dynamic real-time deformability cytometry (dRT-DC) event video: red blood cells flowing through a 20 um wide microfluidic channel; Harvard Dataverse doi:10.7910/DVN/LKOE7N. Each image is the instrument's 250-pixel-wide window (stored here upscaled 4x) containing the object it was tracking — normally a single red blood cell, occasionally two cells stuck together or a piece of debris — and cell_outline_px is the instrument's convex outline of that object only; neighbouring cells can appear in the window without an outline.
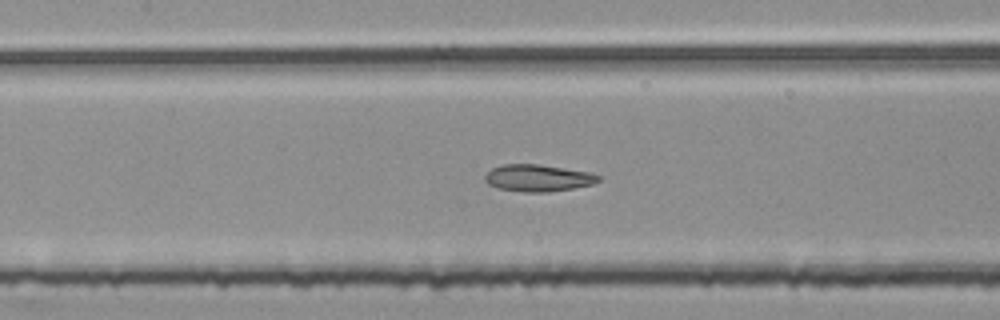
{"species": "common noctule bat (a hibernating species)", "species_latin": "Nyctalus noctula", "temperature_condition": "room temperature", "stored_images_in_passage": 55, "segment_of_instrument_passage": [2, 2], "camera_frame_rate_fps": 3000, "um_per_image_px": 0.085, "animal": {"sex": "female", "body_mass_g": 25.1}, "frame": {"image": 1, "passage_image": 25, "time_ms": 8.0, "image_size_px": [1000, 320], "cell_outline_px": [[600, 180], [592, 184], [572, 188], [548, 192], [528, 192], [496, 188], [488, 184], [484, 180], [484, 176], [492, 168], [504, 164], [536, 164], [588, 172], [600, 176]], "centroid_in_image_um": [45.68, 15.13], "position_along_channel_um": 161.7, "area_um2": 17.57}}
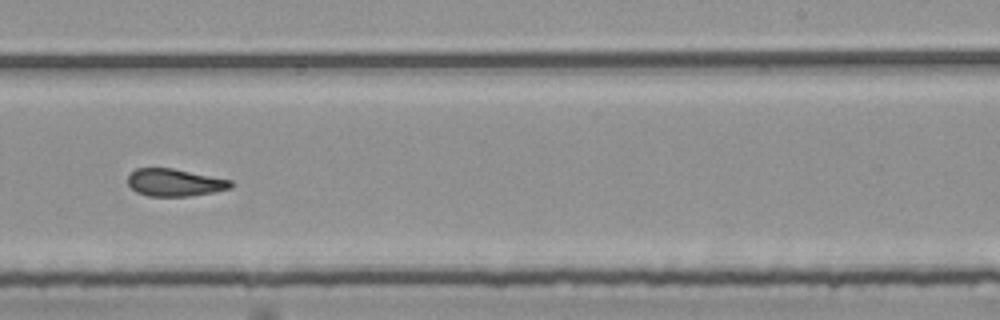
{"frame": {"image": 2, "passage_image": 34, "time_ms": 11.0, "image_size_px": [1000, 320], "cell_outline_px": [[232, 188], [216, 192], [188, 196], [148, 196], [136, 192], [128, 184], [128, 176], [136, 168], [172, 168], [232, 180]], "centroid_in_image_um": [14.86, 15.52], "position_along_channel_um": 274.1, "area_um2": 16.47}}
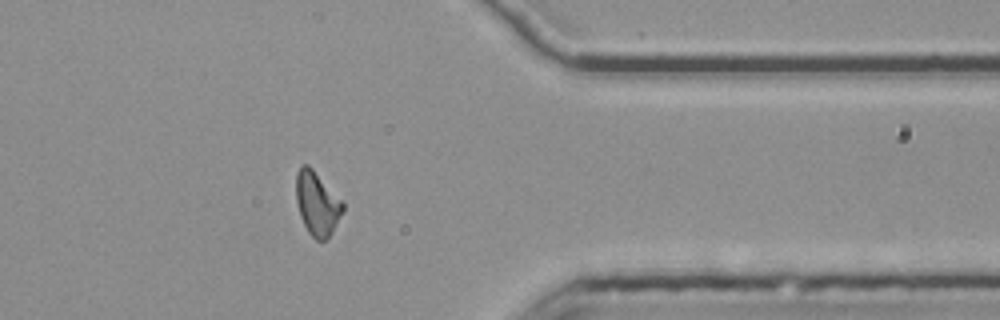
{"frame": {"image": 3, "passage_image": 44, "time_ms": 14.333, "image_size_px": [1000, 320], "cell_outline_px": [[344, 212], [332, 232], [324, 240], [316, 240], [308, 232], [300, 216], [296, 200], [296, 172], [300, 164], [308, 164], [312, 168], [344, 204]], "centroid_in_image_um": [26.94, 17.29], "position_along_channel_um": 384.5, "area_um2": 17.22}}